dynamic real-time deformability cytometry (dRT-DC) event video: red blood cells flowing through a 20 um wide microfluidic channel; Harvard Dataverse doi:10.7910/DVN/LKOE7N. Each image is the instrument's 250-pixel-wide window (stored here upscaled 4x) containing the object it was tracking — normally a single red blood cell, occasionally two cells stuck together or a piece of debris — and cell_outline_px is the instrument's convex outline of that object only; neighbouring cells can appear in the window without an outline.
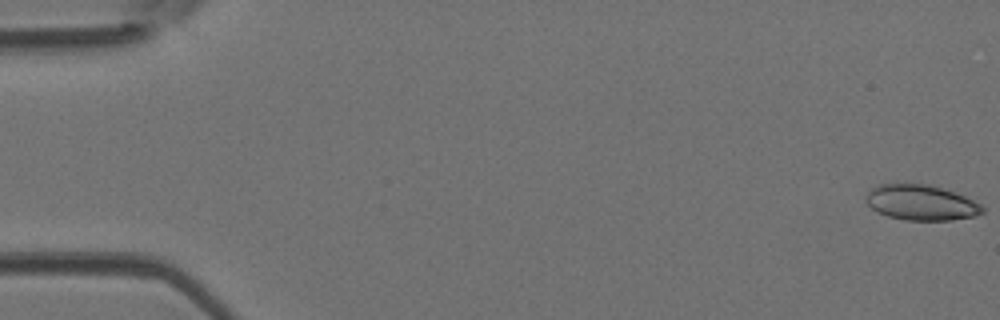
{"species": "Egyptian fruit bat (a non-hibernating species)", "species_latin": "Rousettus aegyptiacus", "temperature_condition": "room temperature", "stored_images_in_passage": 49, "camera_frame_rate_fps": 3000, "um_per_image_px": 0.085, "animal": {"sex": "female"}, "frame": {"image": 1, "passage_image": 1, "time_ms": 0.0, "image_size_px": [1000, 320], "cell_outline_px": [[984, 212], [976, 216], [952, 220], [904, 220], [888, 216], [876, 212], [864, 200], [864, 196], [872, 188], [880, 184], [928, 184], [964, 196], [980, 204], [984, 208]], "centroid_in_image_um": [78.26, 17.23], "position_along_channel_um": 6.7, "area_um2": 23.93}}
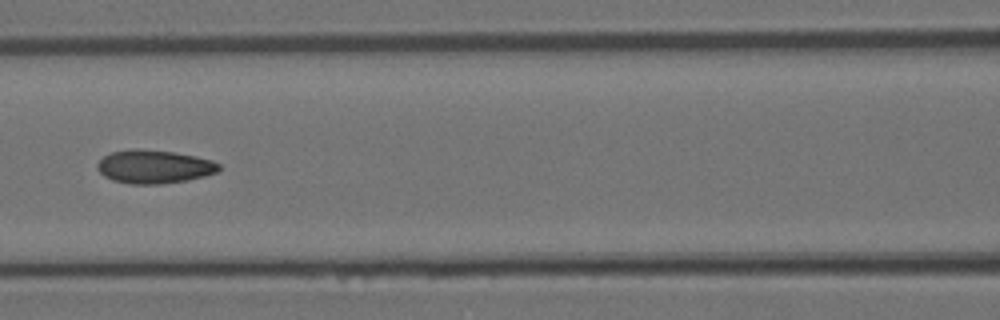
{"frame": {"image": 2, "passage_image": 22, "time_ms": 7.0, "image_size_px": [1000, 320], "cell_outline_px": [[220, 168], [216, 172], [204, 176], [188, 180], [160, 184], [132, 184], [112, 180], [104, 176], [96, 168], [96, 164], [104, 156], [112, 152], [136, 148], [172, 152], [196, 156], [212, 160], [220, 164]], "centroid_in_image_um": [13.09, 14.17], "position_along_channel_um": 153.5, "area_um2": 23.64}}
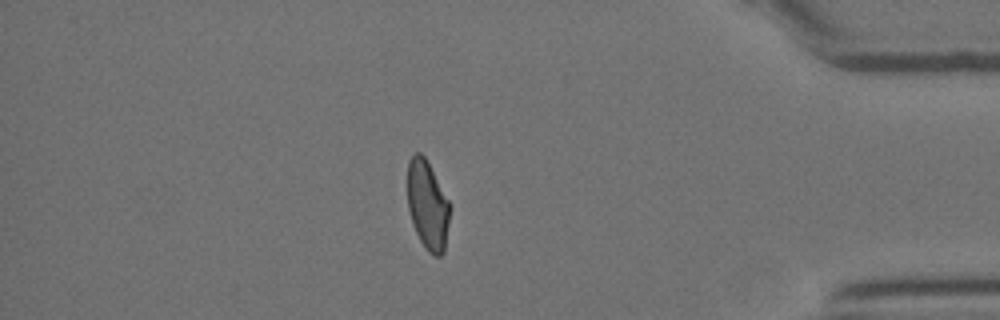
{"frame": {"image": 3, "passage_image": 42, "time_ms": 13.667, "image_size_px": [1000, 320], "cell_outline_px": [[448, 224], [444, 252], [440, 256], [436, 256], [428, 252], [424, 248], [412, 224], [408, 208], [408, 160], [416, 152], [420, 152], [424, 156], [448, 200]], "centroid_in_image_um": [36.31, 17.46], "position_along_channel_um": 398.9, "area_um2": 21.5}, "authors_computed_cell_mechanics": {"area_um2": 23.1778, "velocity_mm_per_s": 4.2282, "shape_relaxation_time_tau1_ms": 5.4738, "shape_relaxation_time_tau2_ms": 1.724, "deformation_change_tau1": 0.1749, "deformation_change_tau2": 0.0709}}